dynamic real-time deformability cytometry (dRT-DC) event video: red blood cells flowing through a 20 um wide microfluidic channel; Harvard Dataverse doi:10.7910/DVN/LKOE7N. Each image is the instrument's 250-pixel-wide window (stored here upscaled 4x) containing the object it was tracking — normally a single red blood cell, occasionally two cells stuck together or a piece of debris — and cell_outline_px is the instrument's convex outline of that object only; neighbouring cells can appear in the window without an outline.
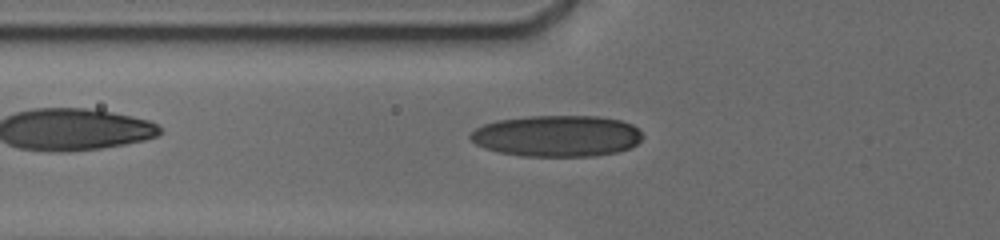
{"species": "human", "species_latin": "Homo sapiens", "temperature_condition": "cold", "stored_images_in_passage": 11, "camera_frame_rate_fps": 3000, "um_per_image_px": 0.085, "donor": {"sex": "male"}, "frame": {"image": 1, "passage_image": 3, "time_ms": 1.0, "image_size_px": [1000, 240], "cell_outline_px": [[640, 140], [636, 144], [628, 148], [616, 152], [592, 156], [524, 156], [500, 152], [484, 148], [476, 144], [468, 136], [476, 128], [484, 124], [496, 120], [528, 116], [600, 116], [620, 120], [632, 124], [640, 132]], "centroid_in_image_um": [47.31, 11.55], "position_along_channel_um": 78.5, "area_um2": 41.33}}
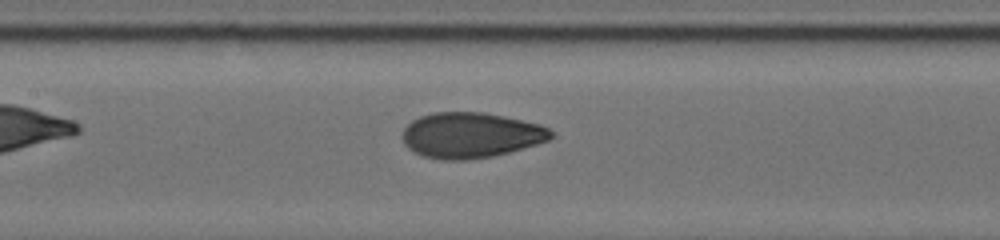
{"frame": {"image": 2, "passage_image": 8, "time_ms": 3.333, "image_size_px": [1000, 240], "cell_outline_px": [[552, 136], [548, 140], [536, 144], [508, 152], [492, 156], [464, 160], [444, 160], [424, 156], [412, 152], [404, 144], [404, 128], [412, 120], [420, 116], [432, 112], [484, 112], [504, 116], [540, 124], [548, 128], [552, 132]], "centroid_in_image_um": [39.99, 11.48], "position_along_channel_um": 167.4, "area_um2": 39.19}}
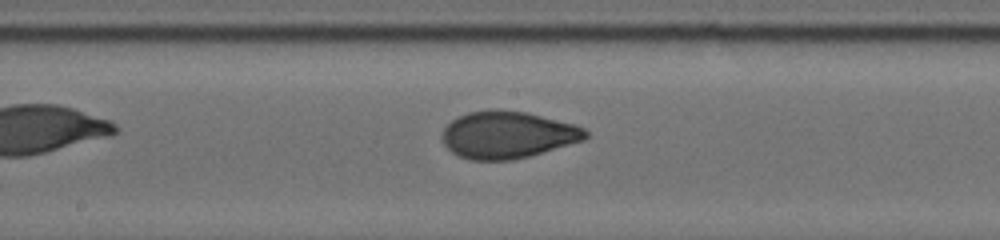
{"frame": {"image": 3, "passage_image": 10, "time_ms": 4.333, "image_size_px": [1000, 240], "cell_outline_px": [[588, 136], [584, 140], [528, 156], [512, 160], [472, 160], [460, 156], [452, 152], [444, 144], [444, 128], [456, 116], [468, 112], [492, 108], [496, 108], [528, 112], [576, 124], [584, 128], [588, 132]], "centroid_in_image_um": [43.16, 11.43], "position_along_channel_um": 205.0, "area_um2": 39.48}}